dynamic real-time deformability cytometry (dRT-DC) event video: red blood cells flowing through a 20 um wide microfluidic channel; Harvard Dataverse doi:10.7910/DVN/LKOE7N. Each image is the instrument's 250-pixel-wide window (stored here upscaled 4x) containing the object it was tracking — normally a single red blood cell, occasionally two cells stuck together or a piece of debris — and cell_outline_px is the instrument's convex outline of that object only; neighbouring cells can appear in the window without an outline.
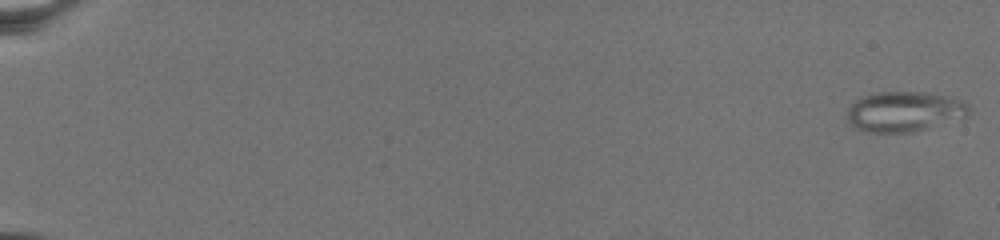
{"species": "common noctule bat (a hibernating species)", "species_latin": "Nyctalus noctula", "temperature_condition": "warm", "stored_images_in_passage": 76, "camera_frame_rate_fps": 3000, "um_per_image_px": 0.085, "animal": {"sex": "female", "body_mass_g": 19.5, "forearm_length_mm": 54.1}, "frame": {"image": 1, "passage_image": 1, "time_ms": 0.0, "image_size_px": [1000, 240], "cell_outline_px": [[972, 112], [964, 120], [912, 132], [868, 132], [856, 128], [848, 120], [848, 108], [860, 96], [880, 92], [924, 92], [948, 96], [964, 100], [972, 108]], "centroid_in_image_um": [76.99, 9.49], "position_along_channel_um": 8.0, "area_um2": 29.13}}
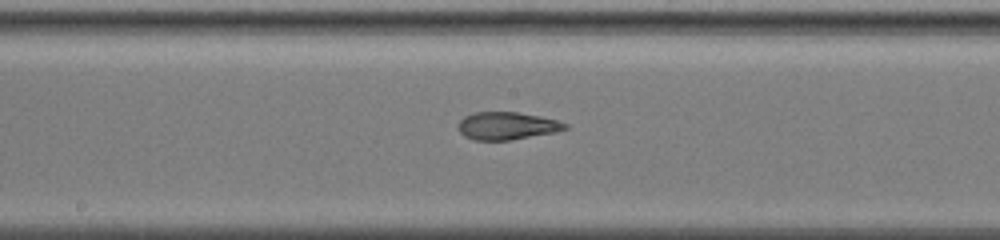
{"frame": {"image": 2, "passage_image": 44, "time_ms": 14.333, "image_size_px": [1000, 240], "cell_outline_px": [[568, 128], [556, 132], [512, 140], [472, 140], [464, 136], [456, 128], [456, 124], [464, 116], [476, 112], [516, 112], [540, 116], [556, 120], [568, 124]], "centroid_in_image_um": [43.05, 10.7], "position_along_channel_um": 205.1, "area_um2": 17.4}}
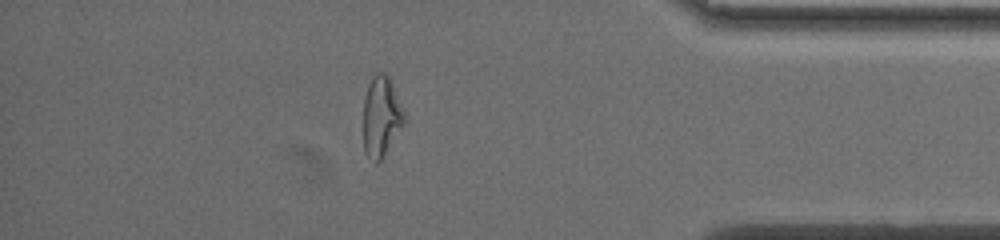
{"frame": {"image": 3, "passage_image": 67, "time_ms": 22.0, "image_size_px": [1000, 240], "cell_outline_px": [[404, 124], [380, 160], [376, 164], [364, 152], [364, 96], [368, 84], [372, 76], [376, 72], [384, 72], [388, 76], [404, 112]], "centroid_in_image_um": [32.38, 9.89], "position_along_channel_um": 402.8, "area_um2": 18.79}}